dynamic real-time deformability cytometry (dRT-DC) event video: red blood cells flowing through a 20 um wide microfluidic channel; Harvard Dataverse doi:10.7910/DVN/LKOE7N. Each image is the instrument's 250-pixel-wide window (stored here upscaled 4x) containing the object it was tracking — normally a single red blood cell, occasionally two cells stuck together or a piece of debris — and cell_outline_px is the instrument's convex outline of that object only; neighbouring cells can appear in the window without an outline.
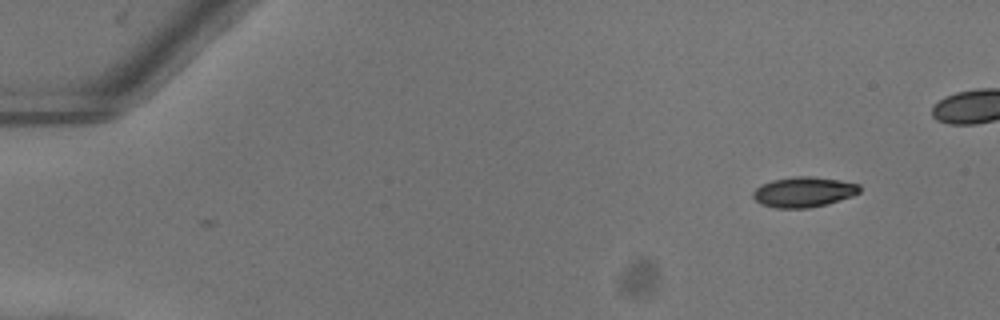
{"species": "common noctule bat (a hibernating species)", "species_latin": "Nyctalus noctula", "temperature_condition": "warm", "stored_images_in_passage": 10, "camera_frame_rate_fps": 3000, "um_per_image_px": 0.085, "animal": {"sex": "female"}, "frame": {"image": 1, "passage_image": 10, "time_ms": 3.0, "image_size_px": [1000, 320], "cell_outline_px": [[860, 192], [852, 196], [824, 204], [808, 208], [776, 208], [760, 204], [752, 196], [752, 192], [760, 184], [772, 180], [796, 176], [808, 176], [840, 180], [860, 184]], "centroid_in_image_um": [68.28, 16.31], "position_along_channel_um": 16.7, "area_um2": 18.73}}